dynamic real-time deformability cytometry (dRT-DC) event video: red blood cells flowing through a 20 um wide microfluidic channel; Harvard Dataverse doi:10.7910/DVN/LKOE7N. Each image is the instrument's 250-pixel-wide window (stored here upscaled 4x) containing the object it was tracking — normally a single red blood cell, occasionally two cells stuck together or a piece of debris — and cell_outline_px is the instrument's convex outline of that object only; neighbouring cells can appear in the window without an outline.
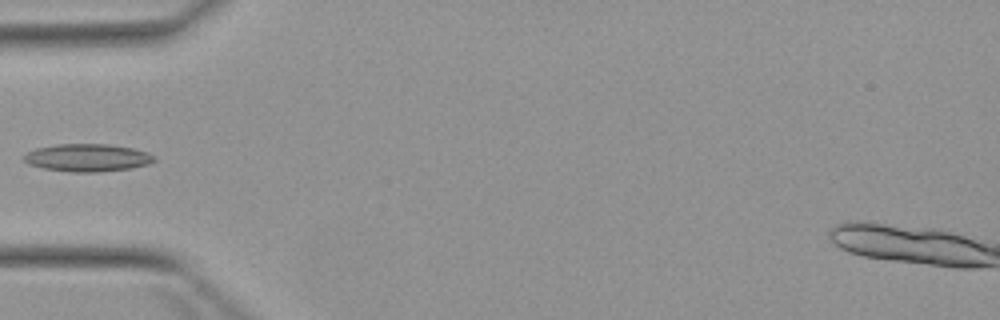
{"species": "Egyptian fruit bat (a non-hibernating species)", "species_latin": "Rousettus aegyptiacus", "temperature_condition": "warm", "stored_images_in_passage": 6, "camera_frame_rate_fps": 3000, "um_per_image_px": 0.085, "animal": {"sex": "female"}, "frame": {"image": 1, "passage_image": 5, "time_ms": 4.667, "image_size_px": [1000, 320], "cell_outline_px": [[156, 160], [148, 164], [132, 168], [96, 172], [72, 172], [44, 168], [28, 164], [20, 156], [36, 148], [56, 144], [108, 144], [132, 148], [148, 152], [156, 156]], "centroid_in_image_um": [7.43, 13.4], "position_along_channel_um": 77.6, "area_um2": 21.1}}
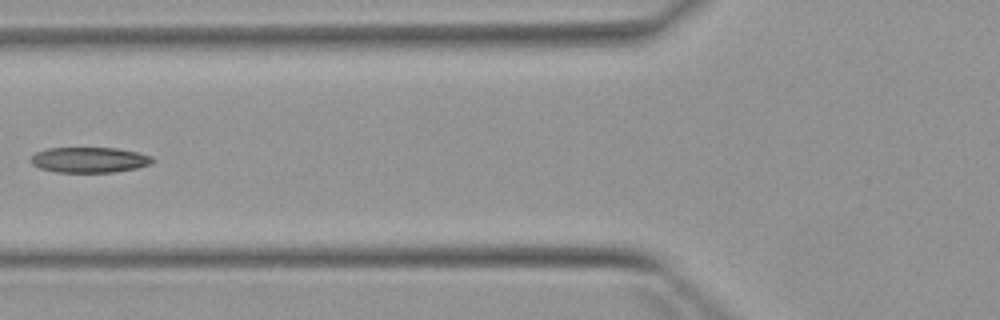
{"frame": {"image": 2, "passage_image": 6, "time_ms": 5.667, "image_size_px": [1000, 320], "cell_outline_px": [[156, 160], [152, 164], [136, 168], [116, 172], [56, 172], [40, 168], [32, 164], [28, 160], [36, 152], [48, 148], [116, 148], [136, 152], [152, 156]], "centroid_in_image_um": [7.61, 13.59], "position_along_channel_um": 118.2, "area_um2": 18.15}}